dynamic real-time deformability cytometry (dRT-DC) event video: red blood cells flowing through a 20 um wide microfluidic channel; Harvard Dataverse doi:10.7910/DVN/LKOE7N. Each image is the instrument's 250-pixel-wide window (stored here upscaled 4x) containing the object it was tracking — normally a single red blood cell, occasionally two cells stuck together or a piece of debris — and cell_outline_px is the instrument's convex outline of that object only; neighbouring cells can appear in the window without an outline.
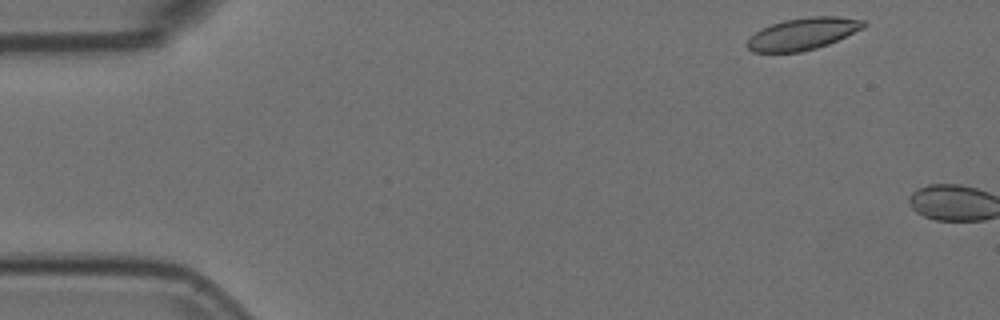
{"species": "Egyptian fruit bat (a non-hibernating species)", "species_latin": "Rousettus aegyptiacus", "temperature_condition": "room temperature", "stored_images_in_passage": 2, "camera_frame_rate_fps": 3000, "um_per_image_px": 0.085, "animal": {"sex": "female"}, "frame": {"image": 1, "passage_image": 1, "time_ms": 0.0, "image_size_px": [1000, 320], "cell_outline_px": [[864, 24], [860, 28], [828, 44], [816, 48], [800, 52], [752, 52], [744, 44], [756, 32], [772, 24], [784, 20], [812, 16], [836, 16], [864, 20]], "centroid_in_image_um": [68.18, 2.88], "position_along_channel_um": 16.8, "area_um2": 21.15}}